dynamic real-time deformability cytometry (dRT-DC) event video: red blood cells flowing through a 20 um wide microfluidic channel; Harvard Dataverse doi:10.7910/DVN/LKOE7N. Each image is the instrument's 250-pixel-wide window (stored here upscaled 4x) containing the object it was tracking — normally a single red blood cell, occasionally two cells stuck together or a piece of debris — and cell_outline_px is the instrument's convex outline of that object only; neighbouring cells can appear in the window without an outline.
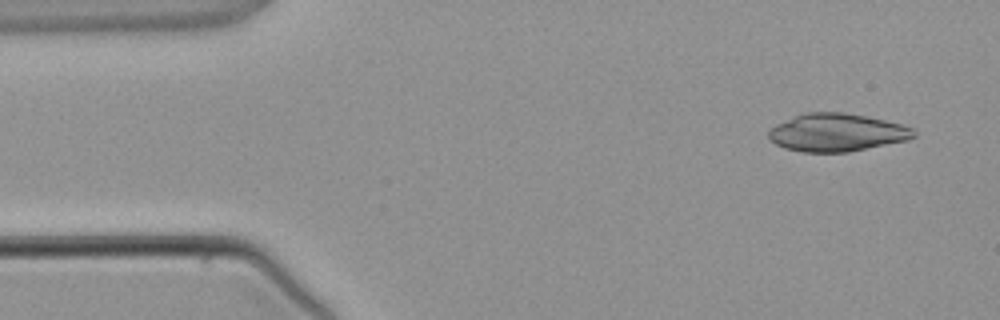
{"species": "common noctule bat (a hibernating species)", "species_latin": "Nyctalus noctula", "temperature_condition": "warm", "stored_images_in_passage": 3, "camera_frame_rate_fps": 3000, "um_per_image_px": 0.085, "animal": {"sex": "male", "body_mass_g": 21.5, "forearm_length_mm": 52.0}, "frame": {"image": 1, "passage_image": 1, "time_ms": 0.0, "image_size_px": [1000, 320], "cell_outline_px": [[916, 136], [908, 140], [848, 152], [800, 152], [784, 148], [768, 140], [768, 132], [776, 124], [804, 112], [844, 112], [884, 120], [900, 124], [912, 128], [916, 132]], "centroid_in_image_um": [71.1, 11.27], "position_along_channel_um": 13.9, "area_um2": 32.02}}